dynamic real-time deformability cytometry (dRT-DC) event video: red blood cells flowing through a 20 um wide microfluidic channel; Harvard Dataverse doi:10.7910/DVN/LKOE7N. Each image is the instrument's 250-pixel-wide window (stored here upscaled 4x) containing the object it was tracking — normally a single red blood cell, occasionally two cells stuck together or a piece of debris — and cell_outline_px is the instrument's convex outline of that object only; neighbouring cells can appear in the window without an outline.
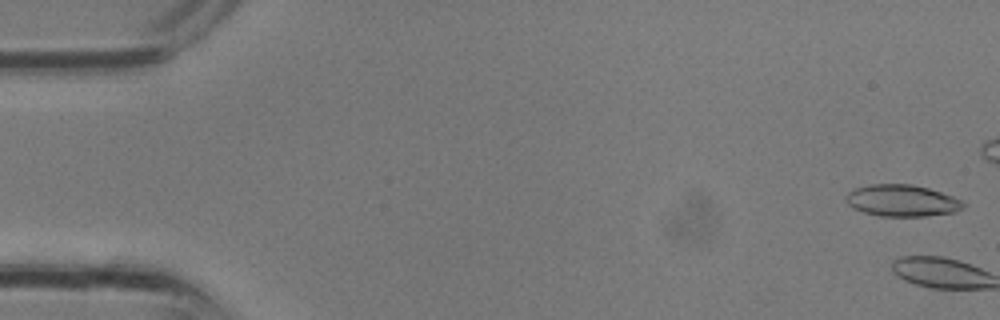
{"species": "common noctule bat (a hibernating species)", "species_latin": "Nyctalus noctula", "temperature_condition": "room temperature", "stored_images_in_passage": 2, "camera_frame_rate_fps": 3000, "um_per_image_px": 0.085, "animal": {"sex": "male", "body_mass_g": 13.3}, "frame": {"image": 1, "passage_image": 1, "time_ms": 0.0, "image_size_px": [1000, 320], "cell_outline_px": [[968, 204], [964, 208], [956, 212], [924, 216], [880, 216], [864, 212], [852, 208], [844, 200], [844, 196], [852, 188], [872, 184], [912, 184], [928, 188], [952, 196]], "centroid_in_image_um": [76.64, 17.05], "position_along_channel_um": 8.4, "area_um2": 21.91}}